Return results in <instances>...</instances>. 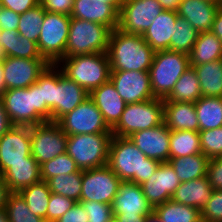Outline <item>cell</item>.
<instances>
[{
  "label": "cell",
  "mask_w": 222,
  "mask_h": 222,
  "mask_svg": "<svg viewBox=\"0 0 222 222\" xmlns=\"http://www.w3.org/2000/svg\"><path fill=\"white\" fill-rule=\"evenodd\" d=\"M109 222H119L116 217H113Z\"/></svg>",
  "instance_id": "cell-64"
},
{
  "label": "cell",
  "mask_w": 222,
  "mask_h": 222,
  "mask_svg": "<svg viewBox=\"0 0 222 222\" xmlns=\"http://www.w3.org/2000/svg\"><path fill=\"white\" fill-rule=\"evenodd\" d=\"M164 123V99L153 98L127 104L112 135L129 137L136 131L154 128Z\"/></svg>",
  "instance_id": "cell-7"
},
{
  "label": "cell",
  "mask_w": 222,
  "mask_h": 222,
  "mask_svg": "<svg viewBox=\"0 0 222 222\" xmlns=\"http://www.w3.org/2000/svg\"><path fill=\"white\" fill-rule=\"evenodd\" d=\"M56 88V65H49L40 75L41 117L54 122V94Z\"/></svg>",
  "instance_id": "cell-36"
},
{
  "label": "cell",
  "mask_w": 222,
  "mask_h": 222,
  "mask_svg": "<svg viewBox=\"0 0 222 222\" xmlns=\"http://www.w3.org/2000/svg\"><path fill=\"white\" fill-rule=\"evenodd\" d=\"M180 183L173 167L168 162H162L153 175L141 184V188L147 201L155 208L171 200Z\"/></svg>",
  "instance_id": "cell-18"
},
{
  "label": "cell",
  "mask_w": 222,
  "mask_h": 222,
  "mask_svg": "<svg viewBox=\"0 0 222 222\" xmlns=\"http://www.w3.org/2000/svg\"><path fill=\"white\" fill-rule=\"evenodd\" d=\"M7 57L3 46H0V62H2Z\"/></svg>",
  "instance_id": "cell-62"
},
{
  "label": "cell",
  "mask_w": 222,
  "mask_h": 222,
  "mask_svg": "<svg viewBox=\"0 0 222 222\" xmlns=\"http://www.w3.org/2000/svg\"><path fill=\"white\" fill-rule=\"evenodd\" d=\"M12 192L8 188L7 183L3 180L0 175V209H5L9 195Z\"/></svg>",
  "instance_id": "cell-54"
},
{
  "label": "cell",
  "mask_w": 222,
  "mask_h": 222,
  "mask_svg": "<svg viewBox=\"0 0 222 222\" xmlns=\"http://www.w3.org/2000/svg\"><path fill=\"white\" fill-rule=\"evenodd\" d=\"M162 11L158 0H124L117 29L127 34L142 35Z\"/></svg>",
  "instance_id": "cell-13"
},
{
  "label": "cell",
  "mask_w": 222,
  "mask_h": 222,
  "mask_svg": "<svg viewBox=\"0 0 222 222\" xmlns=\"http://www.w3.org/2000/svg\"><path fill=\"white\" fill-rule=\"evenodd\" d=\"M182 0H158L163 10L176 11L179 8V4Z\"/></svg>",
  "instance_id": "cell-56"
},
{
  "label": "cell",
  "mask_w": 222,
  "mask_h": 222,
  "mask_svg": "<svg viewBox=\"0 0 222 222\" xmlns=\"http://www.w3.org/2000/svg\"><path fill=\"white\" fill-rule=\"evenodd\" d=\"M164 123L169 130L199 132V122L194 103L164 99Z\"/></svg>",
  "instance_id": "cell-25"
},
{
  "label": "cell",
  "mask_w": 222,
  "mask_h": 222,
  "mask_svg": "<svg viewBox=\"0 0 222 222\" xmlns=\"http://www.w3.org/2000/svg\"><path fill=\"white\" fill-rule=\"evenodd\" d=\"M1 176L11 192H19L42 180L40 165L32 155L27 158V162L13 163Z\"/></svg>",
  "instance_id": "cell-27"
},
{
  "label": "cell",
  "mask_w": 222,
  "mask_h": 222,
  "mask_svg": "<svg viewBox=\"0 0 222 222\" xmlns=\"http://www.w3.org/2000/svg\"><path fill=\"white\" fill-rule=\"evenodd\" d=\"M70 17L103 24L111 31L119 22V12L112 5L92 0H74Z\"/></svg>",
  "instance_id": "cell-22"
},
{
  "label": "cell",
  "mask_w": 222,
  "mask_h": 222,
  "mask_svg": "<svg viewBox=\"0 0 222 222\" xmlns=\"http://www.w3.org/2000/svg\"><path fill=\"white\" fill-rule=\"evenodd\" d=\"M45 10L38 4L34 8L29 9L23 14H20V20L18 25V33L20 36L32 40L37 43L41 25L45 17Z\"/></svg>",
  "instance_id": "cell-39"
},
{
  "label": "cell",
  "mask_w": 222,
  "mask_h": 222,
  "mask_svg": "<svg viewBox=\"0 0 222 222\" xmlns=\"http://www.w3.org/2000/svg\"><path fill=\"white\" fill-rule=\"evenodd\" d=\"M92 1L105 2L109 5H112L118 12L120 11L121 6L124 2V0H92Z\"/></svg>",
  "instance_id": "cell-57"
},
{
  "label": "cell",
  "mask_w": 222,
  "mask_h": 222,
  "mask_svg": "<svg viewBox=\"0 0 222 222\" xmlns=\"http://www.w3.org/2000/svg\"><path fill=\"white\" fill-rule=\"evenodd\" d=\"M70 22L68 15L45 12L37 46L41 56L51 65L65 57Z\"/></svg>",
  "instance_id": "cell-9"
},
{
  "label": "cell",
  "mask_w": 222,
  "mask_h": 222,
  "mask_svg": "<svg viewBox=\"0 0 222 222\" xmlns=\"http://www.w3.org/2000/svg\"><path fill=\"white\" fill-rule=\"evenodd\" d=\"M190 66L197 73L202 96L222 97V59Z\"/></svg>",
  "instance_id": "cell-29"
},
{
  "label": "cell",
  "mask_w": 222,
  "mask_h": 222,
  "mask_svg": "<svg viewBox=\"0 0 222 222\" xmlns=\"http://www.w3.org/2000/svg\"><path fill=\"white\" fill-rule=\"evenodd\" d=\"M57 123L68 136L112 133L105 123L102 113L90 97L80 103L74 110L61 117Z\"/></svg>",
  "instance_id": "cell-11"
},
{
  "label": "cell",
  "mask_w": 222,
  "mask_h": 222,
  "mask_svg": "<svg viewBox=\"0 0 222 222\" xmlns=\"http://www.w3.org/2000/svg\"><path fill=\"white\" fill-rule=\"evenodd\" d=\"M41 179L47 181L53 176L66 175L78 172L79 168L76 166L75 161L65 152L56 156L54 159L43 163L40 166Z\"/></svg>",
  "instance_id": "cell-41"
},
{
  "label": "cell",
  "mask_w": 222,
  "mask_h": 222,
  "mask_svg": "<svg viewBox=\"0 0 222 222\" xmlns=\"http://www.w3.org/2000/svg\"><path fill=\"white\" fill-rule=\"evenodd\" d=\"M202 154L208 159L222 157V127L199 131Z\"/></svg>",
  "instance_id": "cell-42"
},
{
  "label": "cell",
  "mask_w": 222,
  "mask_h": 222,
  "mask_svg": "<svg viewBox=\"0 0 222 222\" xmlns=\"http://www.w3.org/2000/svg\"><path fill=\"white\" fill-rule=\"evenodd\" d=\"M39 4V0H0V6L23 14Z\"/></svg>",
  "instance_id": "cell-50"
},
{
  "label": "cell",
  "mask_w": 222,
  "mask_h": 222,
  "mask_svg": "<svg viewBox=\"0 0 222 222\" xmlns=\"http://www.w3.org/2000/svg\"><path fill=\"white\" fill-rule=\"evenodd\" d=\"M200 97H202L200 82L196 71L190 66L175 83L165 100L195 103Z\"/></svg>",
  "instance_id": "cell-32"
},
{
  "label": "cell",
  "mask_w": 222,
  "mask_h": 222,
  "mask_svg": "<svg viewBox=\"0 0 222 222\" xmlns=\"http://www.w3.org/2000/svg\"><path fill=\"white\" fill-rule=\"evenodd\" d=\"M50 64L45 59L6 57L2 61L6 90L28 88Z\"/></svg>",
  "instance_id": "cell-14"
},
{
  "label": "cell",
  "mask_w": 222,
  "mask_h": 222,
  "mask_svg": "<svg viewBox=\"0 0 222 222\" xmlns=\"http://www.w3.org/2000/svg\"><path fill=\"white\" fill-rule=\"evenodd\" d=\"M220 7V5L207 0H182L177 13L200 33L210 32Z\"/></svg>",
  "instance_id": "cell-23"
},
{
  "label": "cell",
  "mask_w": 222,
  "mask_h": 222,
  "mask_svg": "<svg viewBox=\"0 0 222 222\" xmlns=\"http://www.w3.org/2000/svg\"><path fill=\"white\" fill-rule=\"evenodd\" d=\"M75 204L73 199L51 193L47 209V222H56Z\"/></svg>",
  "instance_id": "cell-43"
},
{
  "label": "cell",
  "mask_w": 222,
  "mask_h": 222,
  "mask_svg": "<svg viewBox=\"0 0 222 222\" xmlns=\"http://www.w3.org/2000/svg\"><path fill=\"white\" fill-rule=\"evenodd\" d=\"M209 159L201 154L170 158L168 163L173 167L180 182H188L207 175Z\"/></svg>",
  "instance_id": "cell-30"
},
{
  "label": "cell",
  "mask_w": 222,
  "mask_h": 222,
  "mask_svg": "<svg viewBox=\"0 0 222 222\" xmlns=\"http://www.w3.org/2000/svg\"><path fill=\"white\" fill-rule=\"evenodd\" d=\"M39 4L46 12H54L70 16L74 0H39Z\"/></svg>",
  "instance_id": "cell-48"
},
{
  "label": "cell",
  "mask_w": 222,
  "mask_h": 222,
  "mask_svg": "<svg viewBox=\"0 0 222 222\" xmlns=\"http://www.w3.org/2000/svg\"><path fill=\"white\" fill-rule=\"evenodd\" d=\"M16 38H20L18 30H0V46L4 47L7 57H14V44Z\"/></svg>",
  "instance_id": "cell-52"
},
{
  "label": "cell",
  "mask_w": 222,
  "mask_h": 222,
  "mask_svg": "<svg viewBox=\"0 0 222 222\" xmlns=\"http://www.w3.org/2000/svg\"><path fill=\"white\" fill-rule=\"evenodd\" d=\"M89 97L102 113L105 123L112 129L120 120L121 114L127 105L116 91L112 82L109 80L94 89L89 94Z\"/></svg>",
  "instance_id": "cell-21"
},
{
  "label": "cell",
  "mask_w": 222,
  "mask_h": 222,
  "mask_svg": "<svg viewBox=\"0 0 222 222\" xmlns=\"http://www.w3.org/2000/svg\"><path fill=\"white\" fill-rule=\"evenodd\" d=\"M89 97V93L75 81L68 79L56 66L54 94V122L74 110Z\"/></svg>",
  "instance_id": "cell-20"
},
{
  "label": "cell",
  "mask_w": 222,
  "mask_h": 222,
  "mask_svg": "<svg viewBox=\"0 0 222 222\" xmlns=\"http://www.w3.org/2000/svg\"><path fill=\"white\" fill-rule=\"evenodd\" d=\"M207 1H210L212 3L218 4L221 6V0H207Z\"/></svg>",
  "instance_id": "cell-63"
},
{
  "label": "cell",
  "mask_w": 222,
  "mask_h": 222,
  "mask_svg": "<svg viewBox=\"0 0 222 222\" xmlns=\"http://www.w3.org/2000/svg\"><path fill=\"white\" fill-rule=\"evenodd\" d=\"M110 32L103 24L71 18L65 57L107 53Z\"/></svg>",
  "instance_id": "cell-6"
},
{
  "label": "cell",
  "mask_w": 222,
  "mask_h": 222,
  "mask_svg": "<svg viewBox=\"0 0 222 222\" xmlns=\"http://www.w3.org/2000/svg\"><path fill=\"white\" fill-rule=\"evenodd\" d=\"M178 18L176 11L163 10L150 27L142 34L152 49L156 51L169 50L174 26Z\"/></svg>",
  "instance_id": "cell-24"
},
{
  "label": "cell",
  "mask_w": 222,
  "mask_h": 222,
  "mask_svg": "<svg viewBox=\"0 0 222 222\" xmlns=\"http://www.w3.org/2000/svg\"><path fill=\"white\" fill-rule=\"evenodd\" d=\"M200 32L196 30L185 18L179 17L174 26L173 35L171 37V51L183 52L190 54L194 43L198 39Z\"/></svg>",
  "instance_id": "cell-38"
},
{
  "label": "cell",
  "mask_w": 222,
  "mask_h": 222,
  "mask_svg": "<svg viewBox=\"0 0 222 222\" xmlns=\"http://www.w3.org/2000/svg\"><path fill=\"white\" fill-rule=\"evenodd\" d=\"M30 135L31 155L40 166L66 152L68 135L57 122L46 121L30 126Z\"/></svg>",
  "instance_id": "cell-10"
},
{
  "label": "cell",
  "mask_w": 222,
  "mask_h": 222,
  "mask_svg": "<svg viewBox=\"0 0 222 222\" xmlns=\"http://www.w3.org/2000/svg\"><path fill=\"white\" fill-rule=\"evenodd\" d=\"M222 59V41L211 31L201 32L189 54L190 65H201Z\"/></svg>",
  "instance_id": "cell-28"
},
{
  "label": "cell",
  "mask_w": 222,
  "mask_h": 222,
  "mask_svg": "<svg viewBox=\"0 0 222 222\" xmlns=\"http://www.w3.org/2000/svg\"><path fill=\"white\" fill-rule=\"evenodd\" d=\"M201 153L199 132L171 130L170 158L185 157Z\"/></svg>",
  "instance_id": "cell-35"
},
{
  "label": "cell",
  "mask_w": 222,
  "mask_h": 222,
  "mask_svg": "<svg viewBox=\"0 0 222 222\" xmlns=\"http://www.w3.org/2000/svg\"><path fill=\"white\" fill-rule=\"evenodd\" d=\"M20 14L0 6V30H17Z\"/></svg>",
  "instance_id": "cell-49"
},
{
  "label": "cell",
  "mask_w": 222,
  "mask_h": 222,
  "mask_svg": "<svg viewBox=\"0 0 222 222\" xmlns=\"http://www.w3.org/2000/svg\"><path fill=\"white\" fill-rule=\"evenodd\" d=\"M84 207L88 222H109L114 216L112 206L101 202L80 201Z\"/></svg>",
  "instance_id": "cell-44"
},
{
  "label": "cell",
  "mask_w": 222,
  "mask_h": 222,
  "mask_svg": "<svg viewBox=\"0 0 222 222\" xmlns=\"http://www.w3.org/2000/svg\"><path fill=\"white\" fill-rule=\"evenodd\" d=\"M207 178L214 190H222V157L209 159Z\"/></svg>",
  "instance_id": "cell-47"
},
{
  "label": "cell",
  "mask_w": 222,
  "mask_h": 222,
  "mask_svg": "<svg viewBox=\"0 0 222 222\" xmlns=\"http://www.w3.org/2000/svg\"><path fill=\"white\" fill-rule=\"evenodd\" d=\"M112 133L75 134L68 136L66 153L79 170L107 165Z\"/></svg>",
  "instance_id": "cell-8"
},
{
  "label": "cell",
  "mask_w": 222,
  "mask_h": 222,
  "mask_svg": "<svg viewBox=\"0 0 222 222\" xmlns=\"http://www.w3.org/2000/svg\"><path fill=\"white\" fill-rule=\"evenodd\" d=\"M5 91L6 88L4 85L3 67H2V62H0V97Z\"/></svg>",
  "instance_id": "cell-59"
},
{
  "label": "cell",
  "mask_w": 222,
  "mask_h": 222,
  "mask_svg": "<svg viewBox=\"0 0 222 222\" xmlns=\"http://www.w3.org/2000/svg\"><path fill=\"white\" fill-rule=\"evenodd\" d=\"M88 215L80 202L68 210L60 219L56 222H88Z\"/></svg>",
  "instance_id": "cell-51"
},
{
  "label": "cell",
  "mask_w": 222,
  "mask_h": 222,
  "mask_svg": "<svg viewBox=\"0 0 222 222\" xmlns=\"http://www.w3.org/2000/svg\"><path fill=\"white\" fill-rule=\"evenodd\" d=\"M204 222H222V190H214L211 199L201 210Z\"/></svg>",
  "instance_id": "cell-45"
},
{
  "label": "cell",
  "mask_w": 222,
  "mask_h": 222,
  "mask_svg": "<svg viewBox=\"0 0 222 222\" xmlns=\"http://www.w3.org/2000/svg\"><path fill=\"white\" fill-rule=\"evenodd\" d=\"M160 163L148 158L128 137L112 136L107 165L121 181L141 185L153 175Z\"/></svg>",
  "instance_id": "cell-1"
},
{
  "label": "cell",
  "mask_w": 222,
  "mask_h": 222,
  "mask_svg": "<svg viewBox=\"0 0 222 222\" xmlns=\"http://www.w3.org/2000/svg\"><path fill=\"white\" fill-rule=\"evenodd\" d=\"M213 191L206 175L188 182H181L171 199L201 211L211 199Z\"/></svg>",
  "instance_id": "cell-26"
},
{
  "label": "cell",
  "mask_w": 222,
  "mask_h": 222,
  "mask_svg": "<svg viewBox=\"0 0 222 222\" xmlns=\"http://www.w3.org/2000/svg\"><path fill=\"white\" fill-rule=\"evenodd\" d=\"M51 193H56L75 202L81 201L82 170L71 174L53 176L47 181Z\"/></svg>",
  "instance_id": "cell-37"
},
{
  "label": "cell",
  "mask_w": 222,
  "mask_h": 222,
  "mask_svg": "<svg viewBox=\"0 0 222 222\" xmlns=\"http://www.w3.org/2000/svg\"><path fill=\"white\" fill-rule=\"evenodd\" d=\"M211 32L222 41V7L216 13Z\"/></svg>",
  "instance_id": "cell-55"
},
{
  "label": "cell",
  "mask_w": 222,
  "mask_h": 222,
  "mask_svg": "<svg viewBox=\"0 0 222 222\" xmlns=\"http://www.w3.org/2000/svg\"><path fill=\"white\" fill-rule=\"evenodd\" d=\"M31 156L29 126H14L0 137V175L13 163L27 162Z\"/></svg>",
  "instance_id": "cell-17"
},
{
  "label": "cell",
  "mask_w": 222,
  "mask_h": 222,
  "mask_svg": "<svg viewBox=\"0 0 222 222\" xmlns=\"http://www.w3.org/2000/svg\"><path fill=\"white\" fill-rule=\"evenodd\" d=\"M145 222H162L160 218L156 215L155 212L152 214L146 215Z\"/></svg>",
  "instance_id": "cell-60"
},
{
  "label": "cell",
  "mask_w": 222,
  "mask_h": 222,
  "mask_svg": "<svg viewBox=\"0 0 222 222\" xmlns=\"http://www.w3.org/2000/svg\"><path fill=\"white\" fill-rule=\"evenodd\" d=\"M162 222H202L201 211L172 199L154 208Z\"/></svg>",
  "instance_id": "cell-33"
},
{
  "label": "cell",
  "mask_w": 222,
  "mask_h": 222,
  "mask_svg": "<svg viewBox=\"0 0 222 222\" xmlns=\"http://www.w3.org/2000/svg\"><path fill=\"white\" fill-rule=\"evenodd\" d=\"M14 57L44 59L38 50L37 43L25 38L24 36H20V38L15 39Z\"/></svg>",
  "instance_id": "cell-46"
},
{
  "label": "cell",
  "mask_w": 222,
  "mask_h": 222,
  "mask_svg": "<svg viewBox=\"0 0 222 222\" xmlns=\"http://www.w3.org/2000/svg\"><path fill=\"white\" fill-rule=\"evenodd\" d=\"M110 81L126 104L155 98L149 71H111Z\"/></svg>",
  "instance_id": "cell-15"
},
{
  "label": "cell",
  "mask_w": 222,
  "mask_h": 222,
  "mask_svg": "<svg viewBox=\"0 0 222 222\" xmlns=\"http://www.w3.org/2000/svg\"><path fill=\"white\" fill-rule=\"evenodd\" d=\"M111 206L114 217H146L154 212L141 185L130 181L120 182Z\"/></svg>",
  "instance_id": "cell-16"
},
{
  "label": "cell",
  "mask_w": 222,
  "mask_h": 222,
  "mask_svg": "<svg viewBox=\"0 0 222 222\" xmlns=\"http://www.w3.org/2000/svg\"><path fill=\"white\" fill-rule=\"evenodd\" d=\"M14 125L10 121L7 111L5 110V105L0 97V137H2L6 132H8Z\"/></svg>",
  "instance_id": "cell-53"
},
{
  "label": "cell",
  "mask_w": 222,
  "mask_h": 222,
  "mask_svg": "<svg viewBox=\"0 0 222 222\" xmlns=\"http://www.w3.org/2000/svg\"><path fill=\"white\" fill-rule=\"evenodd\" d=\"M119 222H145V217H116Z\"/></svg>",
  "instance_id": "cell-58"
},
{
  "label": "cell",
  "mask_w": 222,
  "mask_h": 222,
  "mask_svg": "<svg viewBox=\"0 0 222 222\" xmlns=\"http://www.w3.org/2000/svg\"><path fill=\"white\" fill-rule=\"evenodd\" d=\"M121 180L108 165L82 170L81 201L111 205Z\"/></svg>",
  "instance_id": "cell-12"
},
{
  "label": "cell",
  "mask_w": 222,
  "mask_h": 222,
  "mask_svg": "<svg viewBox=\"0 0 222 222\" xmlns=\"http://www.w3.org/2000/svg\"><path fill=\"white\" fill-rule=\"evenodd\" d=\"M170 134L171 130L162 123L154 128L136 131L128 138L148 158L162 163L170 159Z\"/></svg>",
  "instance_id": "cell-19"
},
{
  "label": "cell",
  "mask_w": 222,
  "mask_h": 222,
  "mask_svg": "<svg viewBox=\"0 0 222 222\" xmlns=\"http://www.w3.org/2000/svg\"><path fill=\"white\" fill-rule=\"evenodd\" d=\"M0 222H9L6 209H0Z\"/></svg>",
  "instance_id": "cell-61"
},
{
  "label": "cell",
  "mask_w": 222,
  "mask_h": 222,
  "mask_svg": "<svg viewBox=\"0 0 222 222\" xmlns=\"http://www.w3.org/2000/svg\"><path fill=\"white\" fill-rule=\"evenodd\" d=\"M199 131L222 127V97L202 96L195 103Z\"/></svg>",
  "instance_id": "cell-31"
},
{
  "label": "cell",
  "mask_w": 222,
  "mask_h": 222,
  "mask_svg": "<svg viewBox=\"0 0 222 222\" xmlns=\"http://www.w3.org/2000/svg\"><path fill=\"white\" fill-rule=\"evenodd\" d=\"M68 79L75 81L89 94L110 80V63L107 53H91L64 57L57 64Z\"/></svg>",
  "instance_id": "cell-3"
},
{
  "label": "cell",
  "mask_w": 222,
  "mask_h": 222,
  "mask_svg": "<svg viewBox=\"0 0 222 222\" xmlns=\"http://www.w3.org/2000/svg\"><path fill=\"white\" fill-rule=\"evenodd\" d=\"M155 51L141 34L110 32L107 55L111 71H149Z\"/></svg>",
  "instance_id": "cell-2"
},
{
  "label": "cell",
  "mask_w": 222,
  "mask_h": 222,
  "mask_svg": "<svg viewBox=\"0 0 222 222\" xmlns=\"http://www.w3.org/2000/svg\"><path fill=\"white\" fill-rule=\"evenodd\" d=\"M5 209L9 222H47L29 210L25 200L18 192H12L9 195Z\"/></svg>",
  "instance_id": "cell-40"
},
{
  "label": "cell",
  "mask_w": 222,
  "mask_h": 222,
  "mask_svg": "<svg viewBox=\"0 0 222 222\" xmlns=\"http://www.w3.org/2000/svg\"><path fill=\"white\" fill-rule=\"evenodd\" d=\"M25 200L29 210L47 221V209L51 191L46 181H39L18 192Z\"/></svg>",
  "instance_id": "cell-34"
},
{
  "label": "cell",
  "mask_w": 222,
  "mask_h": 222,
  "mask_svg": "<svg viewBox=\"0 0 222 222\" xmlns=\"http://www.w3.org/2000/svg\"><path fill=\"white\" fill-rule=\"evenodd\" d=\"M5 110L14 126H35L41 117L40 76L28 88H13L2 94Z\"/></svg>",
  "instance_id": "cell-5"
},
{
  "label": "cell",
  "mask_w": 222,
  "mask_h": 222,
  "mask_svg": "<svg viewBox=\"0 0 222 222\" xmlns=\"http://www.w3.org/2000/svg\"><path fill=\"white\" fill-rule=\"evenodd\" d=\"M190 67L189 55L171 50L156 51L149 76L155 98L165 99L173 90L175 83Z\"/></svg>",
  "instance_id": "cell-4"
}]
</instances>
